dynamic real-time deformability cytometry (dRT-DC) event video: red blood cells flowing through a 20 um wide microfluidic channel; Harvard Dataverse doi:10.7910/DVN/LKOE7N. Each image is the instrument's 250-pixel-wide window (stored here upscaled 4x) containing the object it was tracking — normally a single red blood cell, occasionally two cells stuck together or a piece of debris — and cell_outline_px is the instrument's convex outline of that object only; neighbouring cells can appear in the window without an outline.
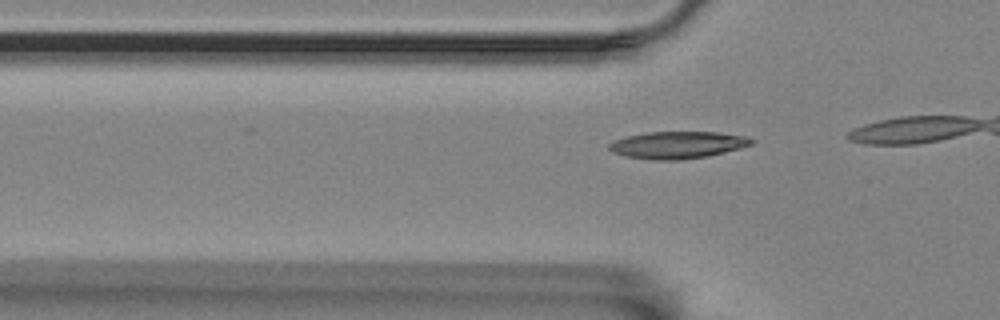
{"species": "Egyptian fruit bat (a non-hibernating species)", "species_latin": "Rousettus aegyptiacus", "temperature_condition": "room temperature", "stored_images_in_passage": 5, "camera_frame_rate_fps": 3000, "um_per_image_px": 0.085, "animal": {"sex": "female"}, "frame": {"image": 1, "passage_image": 2, "time_ms": 0.333, "image_size_px": [1000, 320], "cell_outline_px": [[756, 140], [752, 144], [740, 148], [708, 156], [680, 160], [652, 160], [624, 156], [612, 152], [608, 148], [608, 144], [616, 140], [628, 136], [648, 132], [716, 132], [744, 136]], "centroid_in_image_um": [57.58, 12.33], "position_along_channel_um": 68.2, "area_um2": 22.43}}